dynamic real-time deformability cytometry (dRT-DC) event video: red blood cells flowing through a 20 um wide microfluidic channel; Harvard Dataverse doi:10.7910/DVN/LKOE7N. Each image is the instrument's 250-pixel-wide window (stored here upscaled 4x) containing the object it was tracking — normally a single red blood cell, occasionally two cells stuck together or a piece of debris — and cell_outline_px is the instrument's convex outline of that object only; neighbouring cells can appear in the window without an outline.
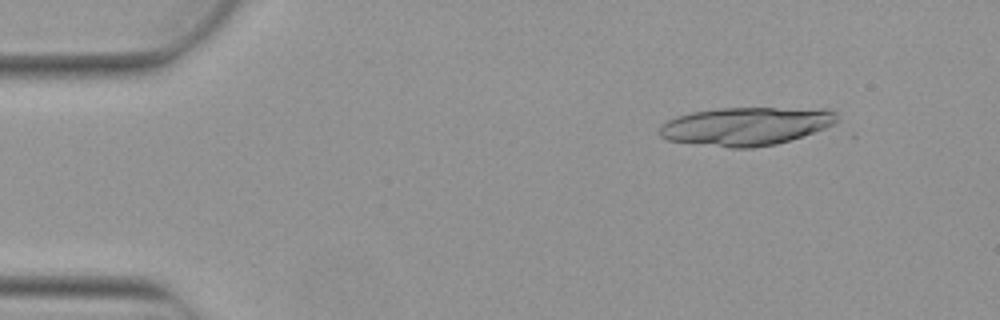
{"species": "Egyptian fruit bat (a non-hibernating species)", "species_latin": "Rousettus aegyptiacus", "temperature_condition": "warm", "stored_images_in_passage": 5, "camera_frame_rate_fps": 3000, "um_per_image_px": 0.085, "animal": {"sex": "female"}, "frame": {"image": 1, "passage_image": 2, "time_ms": 0.333, "image_size_px": [1000, 320], "cell_outline_px": [[836, 120], [832, 124], [824, 128], [776, 144], [752, 148], [728, 148], [668, 140], [660, 136], [660, 124], [676, 116], [692, 112], [720, 108], [820, 108], [836, 112]], "centroid_in_image_um": [63.36, 10.72], "position_along_channel_um": 21.6, "area_um2": 39.3}}